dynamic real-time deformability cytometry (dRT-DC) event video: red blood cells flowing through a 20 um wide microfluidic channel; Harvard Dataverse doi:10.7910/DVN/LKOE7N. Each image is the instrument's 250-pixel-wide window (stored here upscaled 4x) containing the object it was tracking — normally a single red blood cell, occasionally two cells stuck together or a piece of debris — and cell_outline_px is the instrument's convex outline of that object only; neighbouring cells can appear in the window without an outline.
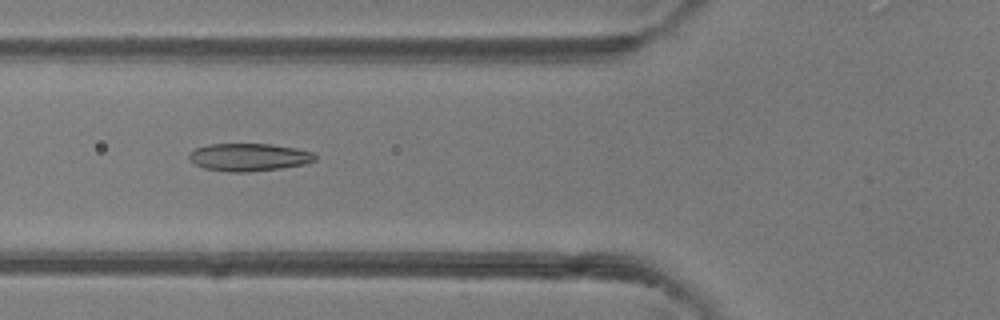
{"species": "common noctule bat (a hibernating species)", "species_latin": "Nyctalus noctula", "temperature_condition": "room temperature", "stored_images_in_passage": 50, "camera_frame_rate_fps": 3000, "um_per_image_px": 0.085, "animal": {"sex": "female"}, "frame": {"image": 1, "passage_image": 19, "time_ms": 6.0, "image_size_px": [1000, 320], "cell_outline_px": [[316, 160], [304, 164], [280, 168], [248, 172], [228, 172], [204, 168], [188, 160], [188, 156], [196, 148], [208, 144], [268, 144], [296, 148], [312, 152], [316, 156]], "centroid_in_image_um": [21.14, 13.36], "position_along_channel_um": 104.7, "area_um2": 20.23}}
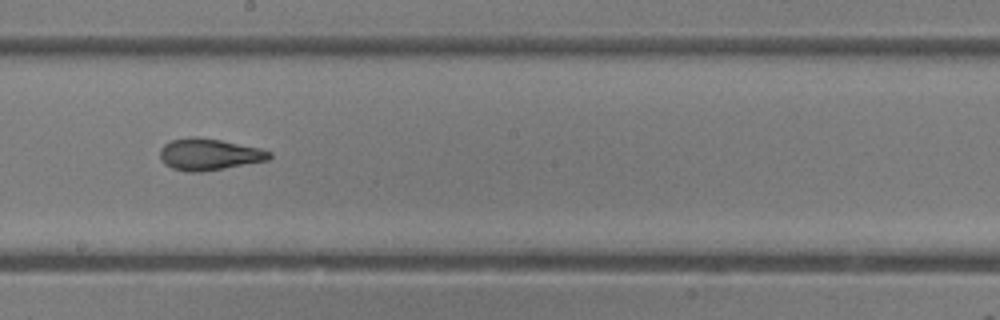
{"frame": {"image": 2, "passage_image": 28, "time_ms": 9.0, "image_size_px": [1000, 320], "cell_outline_px": [[272, 156], [268, 160], [224, 168], [200, 172], [184, 172], [172, 168], [164, 164], [160, 160], [160, 148], [164, 144], [172, 140], [192, 136], [196, 136], [220, 140], [260, 148], [272, 152]], "centroid_in_image_um": [17.74, 13.12], "position_along_channel_um": 230.5, "area_um2": 20.23}}
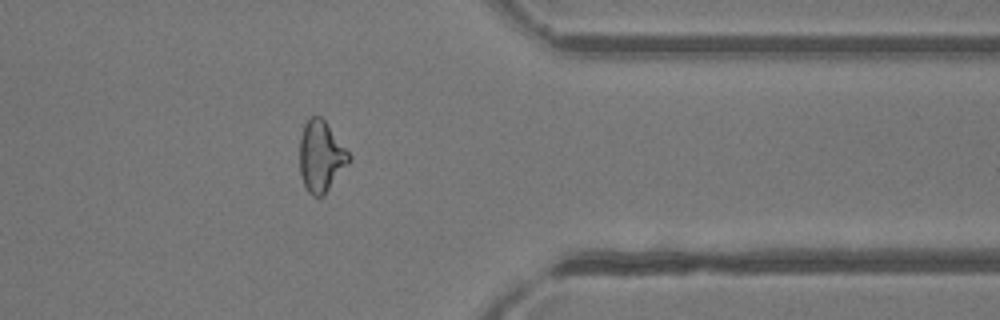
{"frame": {"image": 3, "passage_image": 40, "time_ms": 13.0, "image_size_px": [1000, 320], "cell_outline_px": [[352, 156], [348, 164], [324, 196], [312, 196], [308, 192], [304, 184], [300, 172], [300, 140], [304, 124], [312, 116], [320, 116], [324, 120]], "centroid_in_image_um": [27.29, 13.31], "position_along_channel_um": 384.1, "area_um2": 20.23}, "authors_computed_cell_mechanics": {"area_um2": 21.2415, "velocity_mm_per_s": 4.1711, "shape_relaxation_time_tau1_ms": null, "shape_relaxation_time_tau2_ms": 1.3968, "deformation_change_tau1": null, "deformation_change_tau2": 0.0879}}